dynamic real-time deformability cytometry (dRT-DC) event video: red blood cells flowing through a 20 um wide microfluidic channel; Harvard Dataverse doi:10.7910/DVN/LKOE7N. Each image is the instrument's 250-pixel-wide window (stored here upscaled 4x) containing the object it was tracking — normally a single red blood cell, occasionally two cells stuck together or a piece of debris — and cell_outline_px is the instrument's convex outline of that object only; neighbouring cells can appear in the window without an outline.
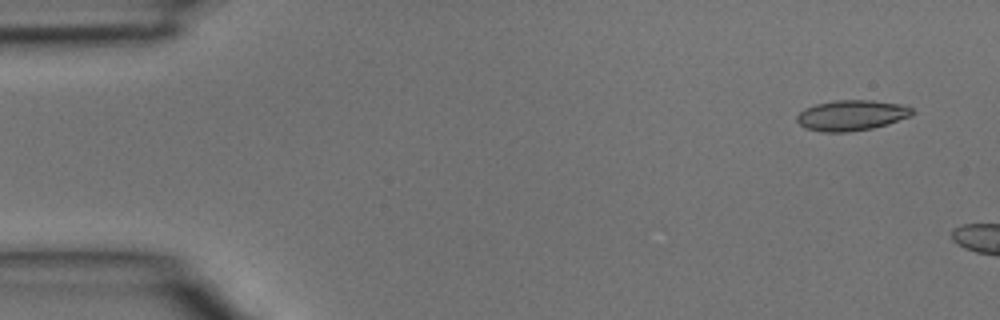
{"species": "common noctule bat (a hibernating species)", "species_latin": "Nyctalus noctula", "temperature_condition": "room temperature", "stored_images_in_passage": 2, "camera_frame_rate_fps": 3000, "um_per_image_px": 0.085, "animal": {"sex": "male", "body_mass_g": 15.6}, "frame": {"image": 1, "passage_image": 1, "time_ms": 0.0, "image_size_px": [1000, 320], "cell_outline_px": [[916, 112], [912, 116], [888, 124], [872, 128], [848, 132], [824, 132], [804, 128], [796, 120], [796, 116], [804, 108], [816, 104], [836, 100], [872, 100], [900, 104], [912, 108]], "centroid_in_image_um": [72.39, 9.8], "position_along_channel_um": 12.6, "area_um2": 20.63}}